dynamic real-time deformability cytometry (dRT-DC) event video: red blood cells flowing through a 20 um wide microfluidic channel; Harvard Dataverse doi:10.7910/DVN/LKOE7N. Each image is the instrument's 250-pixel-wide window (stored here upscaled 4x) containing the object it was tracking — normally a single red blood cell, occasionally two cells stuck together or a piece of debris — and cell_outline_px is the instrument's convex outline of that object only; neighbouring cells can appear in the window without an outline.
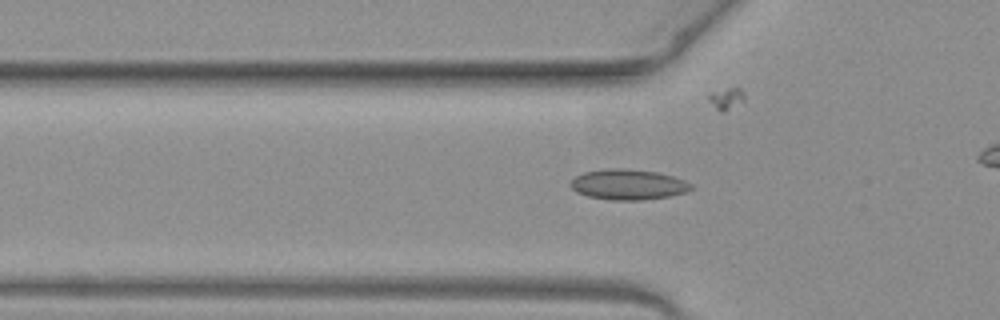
{"species": "common noctule bat (a hibernating species)", "species_latin": "Nyctalus noctula", "temperature_condition": "warm", "stored_images_in_passage": 32, "camera_frame_rate_fps": 3000, "um_per_image_px": 0.085, "animal": {"sex": "female", "body_mass_g": 19.3, "forearm_length_mm": 54.1}, "frame": {"image": 1, "passage_image": 7, "time_ms": 2.0, "image_size_px": [1000, 320], "cell_outline_px": [[696, 188], [684, 192], [668, 196], [640, 200], [612, 200], [588, 196], [576, 192], [572, 188], [572, 180], [576, 176], [584, 172], [604, 168], [624, 168], [656, 172], [672, 176], [684, 180], [692, 184]], "centroid_in_image_um": [53.4, 15.67], "position_along_channel_um": 72.4, "area_um2": 21.27}}
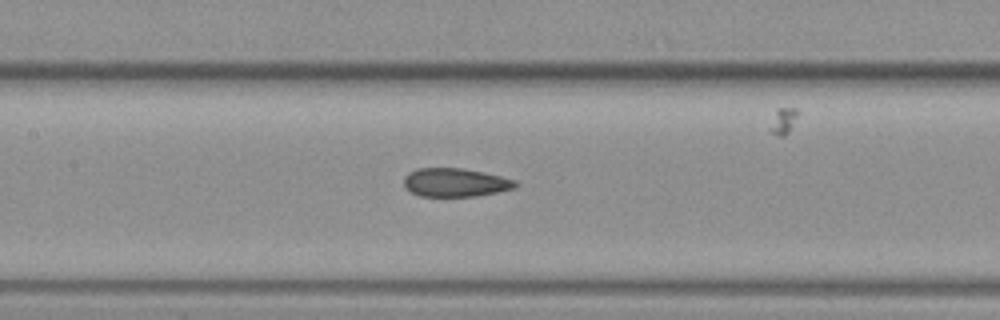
{"frame": {"image": 2, "passage_image": 14, "time_ms": 4.333, "image_size_px": [1000, 320], "cell_outline_px": [[520, 184], [516, 188], [476, 196], [420, 196], [412, 192], [404, 184], [404, 176], [408, 172], [416, 168], [460, 168], [484, 172], [516, 180]], "centroid_in_image_um": [38.72, 15.5], "position_along_channel_um": 168.7, "area_um2": 18.55}}
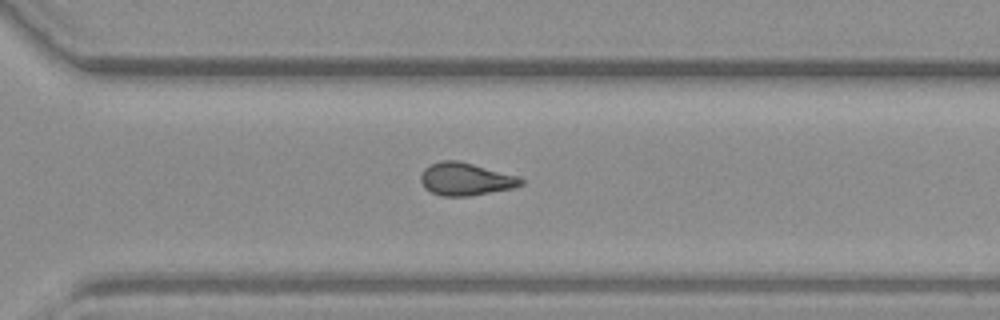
{"frame": {"image": 3, "passage_image": 26, "time_ms": 8.333, "image_size_px": [1000, 320], "cell_outline_px": [[524, 184], [512, 188], [468, 196], [440, 196], [424, 188], [420, 180], [420, 176], [424, 168], [440, 160], [456, 160], [472, 164], [516, 176], [524, 180]], "centroid_in_image_um": [39.53, 15.23], "position_along_channel_um": 331.1, "area_um2": 18.84}}